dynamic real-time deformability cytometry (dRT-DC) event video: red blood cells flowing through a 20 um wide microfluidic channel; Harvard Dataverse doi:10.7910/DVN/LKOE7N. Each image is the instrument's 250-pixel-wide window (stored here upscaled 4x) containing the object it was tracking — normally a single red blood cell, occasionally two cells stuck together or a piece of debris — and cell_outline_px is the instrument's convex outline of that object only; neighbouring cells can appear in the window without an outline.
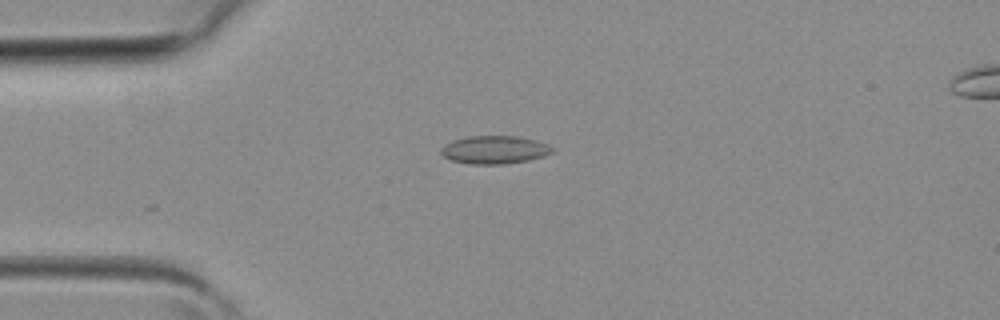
{"species": "common noctule bat (a hibernating species)", "species_latin": "Nyctalus noctula", "temperature_condition": "room temperature", "stored_images_in_passage": 1, "camera_frame_rate_fps": 3000, "um_per_image_px": 0.085, "animal": {"sex": "female", "body_mass_g": 19.3, "forearm_length_mm": 54.1}, "frame": {"image": 1, "passage_image": 1, "time_ms": 0.0, "image_size_px": [1000, 320], "cell_outline_px": [[556, 148], [552, 152], [544, 156], [528, 160], [504, 164], [472, 164], [452, 160], [444, 156], [440, 152], [440, 148], [444, 144], [452, 140], [468, 136], [516, 136], [536, 140]], "centroid_in_image_um": [42.03, 12.72], "position_along_channel_um": 43.0, "area_um2": 18.21}}